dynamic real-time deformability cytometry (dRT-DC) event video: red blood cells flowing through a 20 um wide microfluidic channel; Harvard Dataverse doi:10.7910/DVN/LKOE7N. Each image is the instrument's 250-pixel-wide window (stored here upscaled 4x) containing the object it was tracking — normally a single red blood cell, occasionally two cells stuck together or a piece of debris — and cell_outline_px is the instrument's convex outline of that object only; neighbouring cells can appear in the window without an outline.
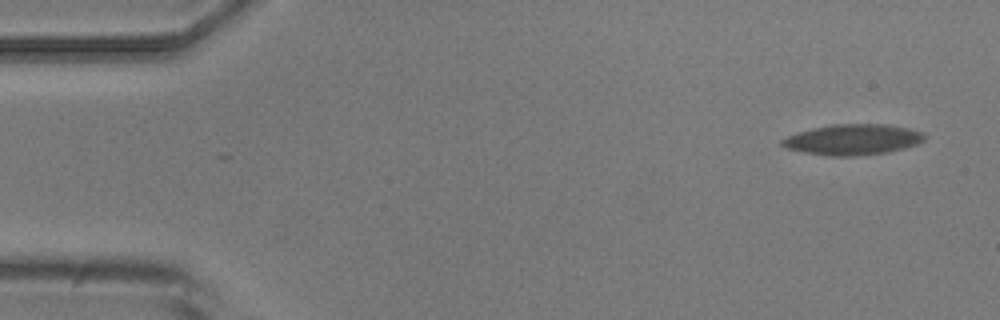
{"species": "common noctule bat (a hibernating species)", "species_latin": "Nyctalus noctula", "temperature_condition": "room temperature", "stored_images_in_passage": 4, "camera_frame_rate_fps": 3000, "um_per_image_px": 0.085, "animal": {"sex": "male", "body_mass_g": 20.5, "forearm_length_mm": 52.5}, "frame": {"image": 1, "passage_image": 1, "time_ms": 0.0, "image_size_px": [1000, 320], "cell_outline_px": [[928, 136], [924, 140], [916, 144], [904, 148], [884, 152], [856, 156], [828, 156], [804, 152], [788, 148], [780, 144], [780, 140], [788, 136], [812, 128], [832, 124], [884, 124], [912, 128], [924, 132]], "centroid_in_image_um": [72.53, 11.85], "position_along_channel_um": 12.5, "area_um2": 25.43}}
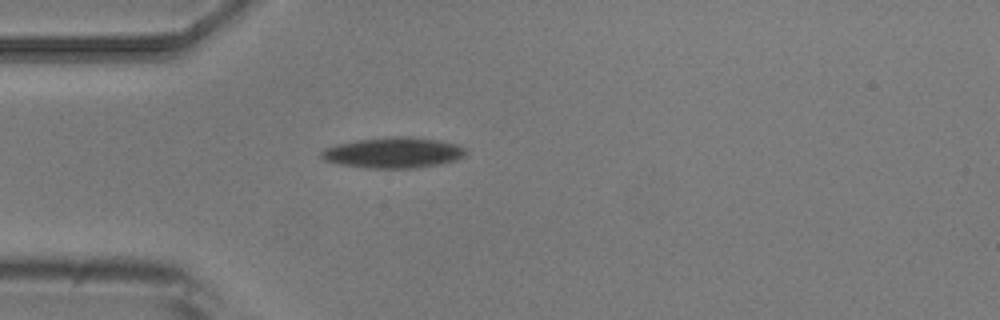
{"frame": {"image": 2, "passage_image": 4, "time_ms": 4.333, "image_size_px": [1000, 320], "cell_outline_px": [[468, 152], [464, 156], [456, 160], [416, 168], [364, 168], [324, 160], [320, 156], [320, 152], [324, 148], [336, 144], [356, 140], [392, 136], [408, 136], [436, 140], [456, 144], [464, 148]], "centroid_in_image_um": [33.41, 12.97], "position_along_channel_um": 51.6, "area_um2": 25.72}}